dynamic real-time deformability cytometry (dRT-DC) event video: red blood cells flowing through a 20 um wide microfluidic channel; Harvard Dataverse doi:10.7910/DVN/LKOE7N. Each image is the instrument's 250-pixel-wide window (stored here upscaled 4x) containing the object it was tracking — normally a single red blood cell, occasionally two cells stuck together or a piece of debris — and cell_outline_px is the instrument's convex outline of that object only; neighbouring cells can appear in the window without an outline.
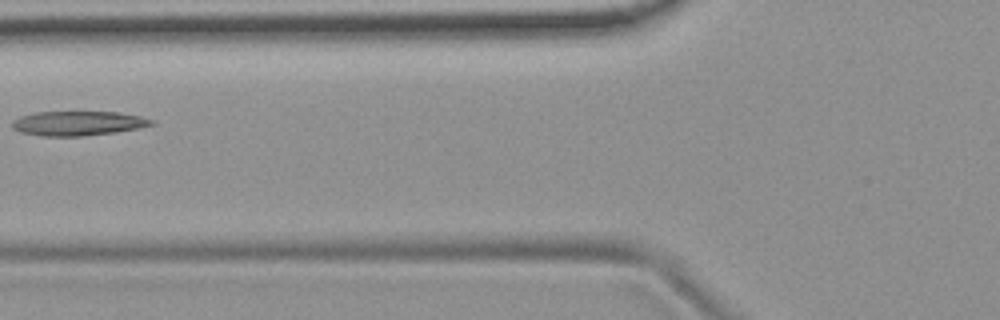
{"species": "common noctule bat (a hibernating species)", "species_latin": "Nyctalus noctula", "temperature_condition": "room temperature", "stored_images_in_passage": 4, "camera_frame_rate_fps": 3000, "um_per_image_px": 0.085, "animal": {"sex": "female", "body_mass_g": 19.9}, "frame": {"image": 1, "passage_image": 2, "time_ms": 1.333, "image_size_px": [1000, 320], "cell_outline_px": [[156, 124], [116, 132], [84, 136], [44, 136], [20, 132], [12, 128], [12, 120], [20, 116], [36, 112], [120, 112], [140, 116], [156, 120]], "centroid_in_image_um": [6.64, 10.48], "position_along_channel_um": 119.2, "area_um2": 19.94}}
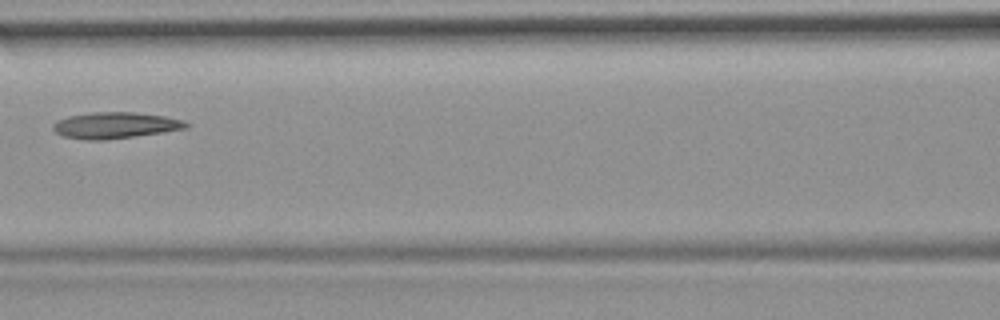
{"frame": {"image": 2, "passage_image": 3, "time_ms": 2.333, "image_size_px": [1000, 320], "cell_outline_px": [[192, 124], [188, 128], [104, 140], [88, 140], [64, 136], [56, 132], [52, 128], [52, 124], [56, 120], [68, 116], [92, 112], [132, 112], [164, 116], [184, 120]], "centroid_in_image_um": [9.79, 10.64], "position_along_channel_um": 156.8, "area_um2": 20.23}}
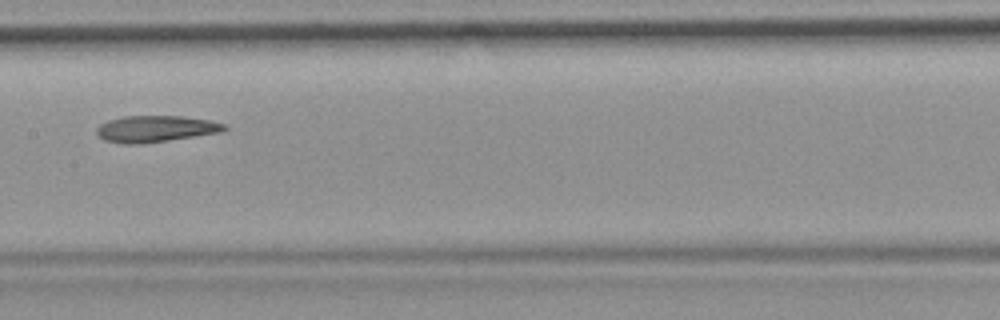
{"frame": {"image": 3, "passage_image": 4, "time_ms": 3.333, "image_size_px": [1000, 320], "cell_outline_px": [[228, 128], [224, 132], [140, 144], [124, 144], [104, 140], [96, 136], [96, 128], [100, 124], [108, 120], [124, 116], [180, 116], [208, 120], [224, 124]], "centroid_in_image_um": [13.19, 10.95], "position_along_channel_um": 194.2, "area_um2": 19.77}}